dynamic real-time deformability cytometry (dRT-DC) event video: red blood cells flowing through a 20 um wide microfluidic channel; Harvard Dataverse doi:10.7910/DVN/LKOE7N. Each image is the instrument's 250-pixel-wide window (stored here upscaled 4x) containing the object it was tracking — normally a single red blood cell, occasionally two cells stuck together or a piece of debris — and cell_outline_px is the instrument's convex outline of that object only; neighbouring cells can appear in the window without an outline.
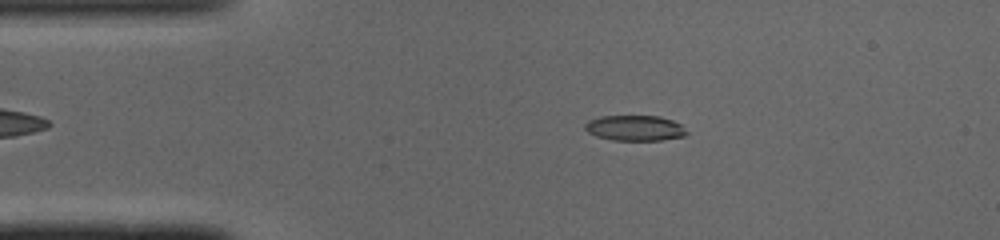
{"species": "common noctule bat (a hibernating species)", "species_latin": "Nyctalus noctula", "temperature_condition": "cold", "stored_images_in_passage": 47, "camera_frame_rate_fps": 3000, "um_per_image_px": 0.085, "animal": {"sex": "male", "body_mass_g": 19.0, "forearm_length_mm": 50.8}, "frame": {"image": 1, "passage_image": 8, "time_ms": 2.333, "image_size_px": [1000, 240], "cell_outline_px": [[688, 132], [684, 136], [660, 140], [612, 140], [596, 136], [588, 132], [584, 128], [584, 124], [588, 120], [600, 116], [660, 116], [672, 120], [680, 124]], "centroid_in_image_um": [53.94, 10.88], "position_along_channel_um": 31.1, "area_um2": 15.09}}
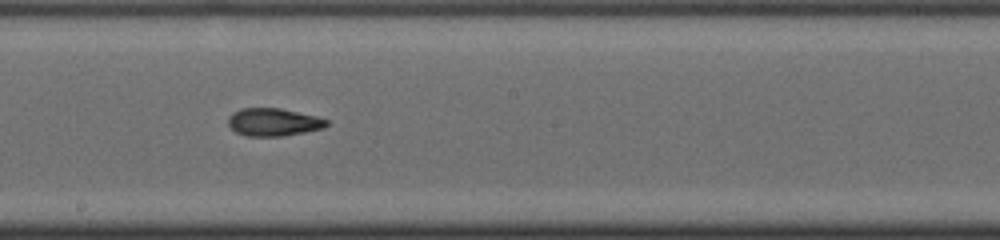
{"frame": {"image": 2, "passage_image": 25, "time_ms": 8.0, "image_size_px": [1000, 240], "cell_outline_px": [[328, 124], [324, 128], [304, 132], [280, 136], [248, 136], [236, 132], [228, 124], [228, 116], [232, 112], [240, 108], [280, 108], [316, 116], [328, 120]], "centroid_in_image_um": [23.22, 10.37], "position_along_channel_um": 225.0, "area_um2": 15.9}}
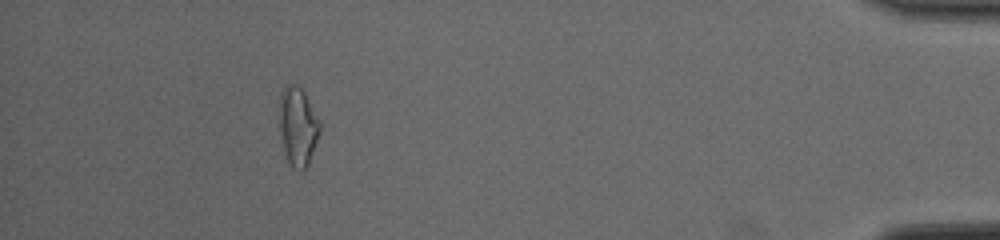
{"frame": {"image": 3, "passage_image": 43, "time_ms": 14.0, "image_size_px": [1000, 240], "cell_outline_px": [[320, 132], [308, 164], [304, 168], [292, 168], [284, 152], [280, 128], [280, 92], [288, 84], [296, 84], [304, 92], [320, 120]], "centroid_in_image_um": [25.32, 10.71], "position_along_channel_um": 409.9, "area_um2": 18.21}, "authors_computed_cell_mechanics": {"area_um2": 16.0684, "velocity_mm_per_s": 4.1186, "shape_relaxation_time_tau1_ms": 3.3069, "shape_relaxation_time_tau2_ms": 3.6102, "deformation_change_tau1": 0.173, "deformation_change_tau2": 0.1072}}